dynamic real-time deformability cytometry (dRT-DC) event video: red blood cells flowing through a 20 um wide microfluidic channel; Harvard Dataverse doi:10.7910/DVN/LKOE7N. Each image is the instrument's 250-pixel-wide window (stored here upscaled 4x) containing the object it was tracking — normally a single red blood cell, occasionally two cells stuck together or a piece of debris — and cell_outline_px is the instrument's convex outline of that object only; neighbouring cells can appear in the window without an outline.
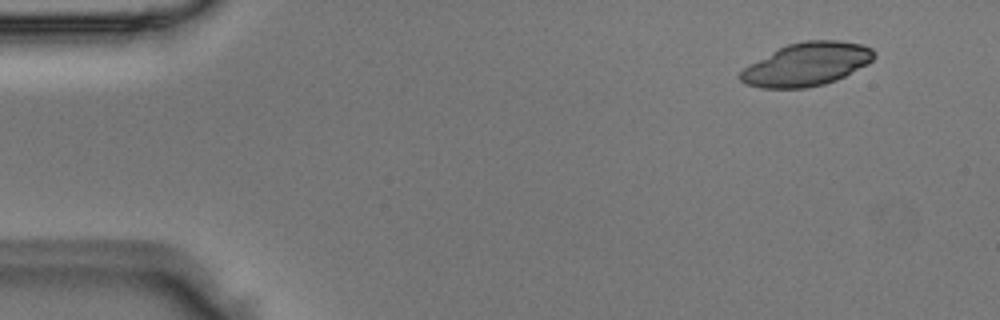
{"species": "Egyptian fruit bat (a non-hibernating species)", "species_latin": "Rousettus aegyptiacus", "temperature_condition": "room temperature", "stored_images_in_passage": 4, "camera_frame_rate_fps": 3000, "um_per_image_px": 0.085, "animal": {"sex": "male"}, "frame": {"image": 1, "passage_image": 1, "time_ms": 0.0, "image_size_px": [1000, 320], "cell_outline_px": [[876, 56], [868, 64], [836, 80], [824, 84], [804, 88], [760, 88], [744, 84], [736, 76], [744, 68], [772, 52], [788, 44], [804, 40], [836, 40], [864, 44], [872, 48], [876, 52]], "centroid_in_image_um": [68.59, 5.47], "position_along_channel_um": 16.4, "area_um2": 33.64}}